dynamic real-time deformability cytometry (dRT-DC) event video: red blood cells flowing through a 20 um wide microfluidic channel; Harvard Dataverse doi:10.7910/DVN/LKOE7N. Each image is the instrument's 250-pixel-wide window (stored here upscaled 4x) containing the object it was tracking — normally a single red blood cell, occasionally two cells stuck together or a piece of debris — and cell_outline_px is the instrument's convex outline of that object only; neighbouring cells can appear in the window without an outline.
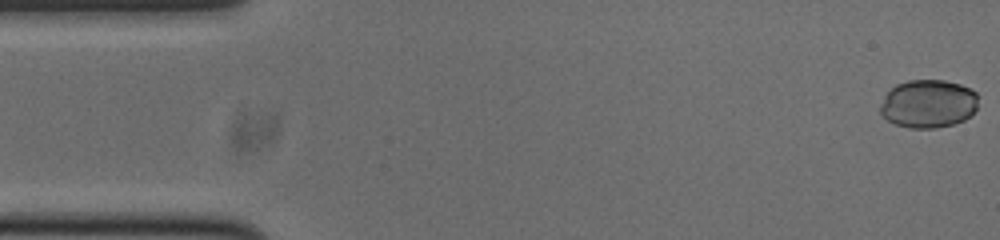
{"species": "common noctule bat (a hibernating species)", "species_latin": "Nyctalus noctula", "temperature_condition": "cold", "stored_images_in_passage": 53, "camera_frame_rate_fps": 3000, "um_per_image_px": 0.085, "animal": {"sex": "male", "body_mass_g": 20.0, "forearm_length_mm": 53.3}, "frame": {"image": 1, "passage_image": 1, "time_ms": 0.0, "image_size_px": [1000, 240], "cell_outline_px": [[976, 108], [964, 120], [952, 124], [936, 128], [908, 128], [896, 124], [888, 120], [880, 112], [880, 104], [884, 96], [896, 84], [908, 80], [944, 80], [960, 84], [976, 92]], "centroid_in_image_um": [78.87, 8.81], "position_along_channel_um": 6.1, "area_um2": 27.34}}
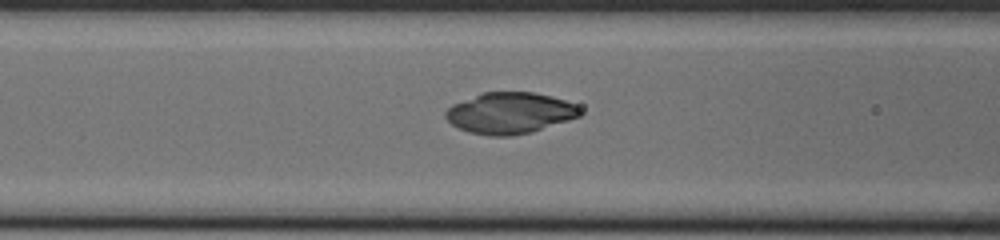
{"frame": {"image": 2, "passage_image": 20, "time_ms": 6.333, "image_size_px": [1000, 240], "cell_outline_px": [[584, 112], [580, 116], [532, 132], [512, 136], [488, 136], [468, 132], [452, 124], [444, 116], [444, 112], [452, 104], [484, 92], [532, 92], [552, 96], [564, 100], [580, 108]], "centroid_in_image_um": [43.33, 9.61], "position_along_channel_um": 123.3, "area_um2": 32.25}}
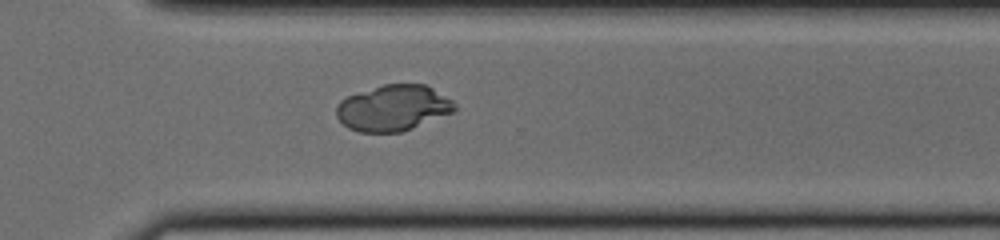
{"frame": {"image": 3, "passage_image": 37, "time_ms": 12.0, "image_size_px": [1000, 240], "cell_outline_px": [[456, 112], [412, 128], [400, 132], [360, 132], [348, 128], [336, 116], [336, 104], [340, 100], [348, 96], [384, 84], [424, 84], [432, 88], [452, 100], [456, 104]], "centroid_in_image_um": [33.43, 9.18], "position_along_channel_um": 337.2, "area_um2": 31.62}}